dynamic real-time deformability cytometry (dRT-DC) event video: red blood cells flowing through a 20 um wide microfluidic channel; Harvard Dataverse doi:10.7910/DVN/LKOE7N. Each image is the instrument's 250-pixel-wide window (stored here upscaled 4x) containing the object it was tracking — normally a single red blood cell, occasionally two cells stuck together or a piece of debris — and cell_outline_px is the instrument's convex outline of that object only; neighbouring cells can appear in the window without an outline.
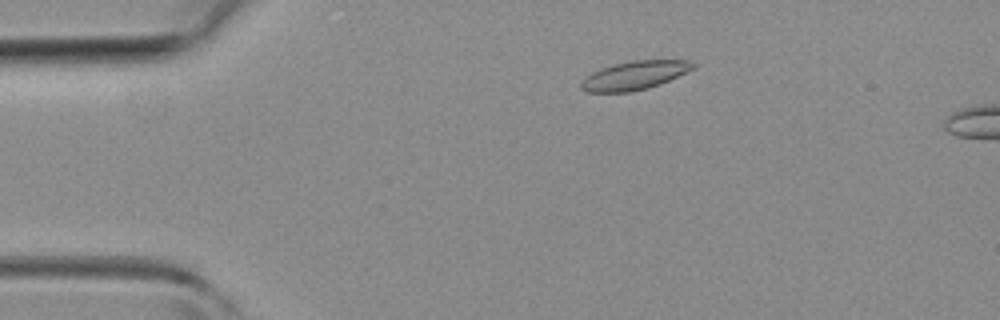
{"species": "common noctule bat (a hibernating species)", "species_latin": "Nyctalus noctula", "temperature_condition": "room temperature", "stored_images_in_passage": 9, "camera_frame_rate_fps": 3000, "um_per_image_px": 0.085, "animal": {"sex": "female", "body_mass_g": 19.3, "forearm_length_mm": 54.1}, "frame": {"image": 1, "passage_image": 6, "time_ms": 1.667, "image_size_px": [1000, 320], "cell_outline_px": [[696, 68], [660, 84], [648, 88], [628, 92], [588, 92], [580, 88], [580, 80], [592, 72], [600, 68], [632, 60], [688, 60], [696, 64]], "centroid_in_image_um": [53.93, 6.41], "position_along_channel_um": 31.1, "area_um2": 18.73}}